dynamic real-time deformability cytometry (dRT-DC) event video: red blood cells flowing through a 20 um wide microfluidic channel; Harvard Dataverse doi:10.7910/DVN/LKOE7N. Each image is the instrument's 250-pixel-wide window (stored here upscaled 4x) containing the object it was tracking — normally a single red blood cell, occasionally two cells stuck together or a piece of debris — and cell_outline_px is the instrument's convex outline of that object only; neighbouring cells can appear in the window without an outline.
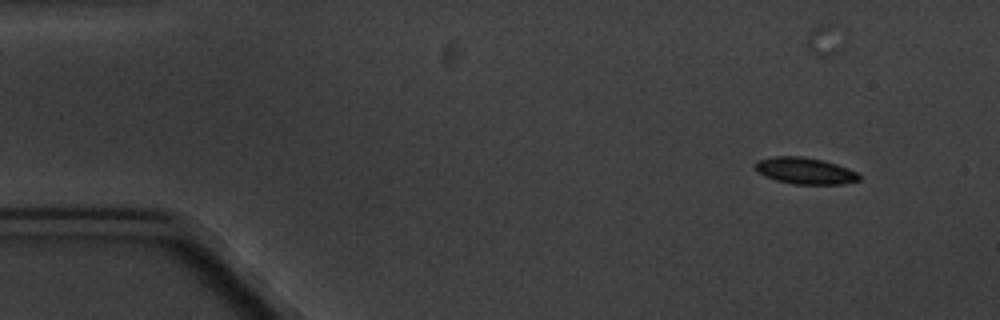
{"species": "common noctule bat (a hibernating species)", "species_latin": "Nyctalus noctula", "temperature_condition": "cold", "stored_images_in_passage": 8, "camera_frame_rate_fps": 3000, "um_per_image_px": 0.085, "animal": {"sex": "male", "body_mass_g": 20.1, "forearm_length_mm": 53.5}, "frame": {"image": 1, "passage_image": 1, "time_ms": 0.0, "image_size_px": [1000, 320], "cell_outline_px": [[860, 180], [844, 184], [792, 184], [776, 180], [760, 172], [756, 168], [756, 160], [776, 156], [804, 156], [824, 160], [836, 164], [856, 172], [860, 176]], "centroid_in_image_um": [68.46, 14.51], "position_along_channel_um": 16.5, "area_um2": 15.9}}
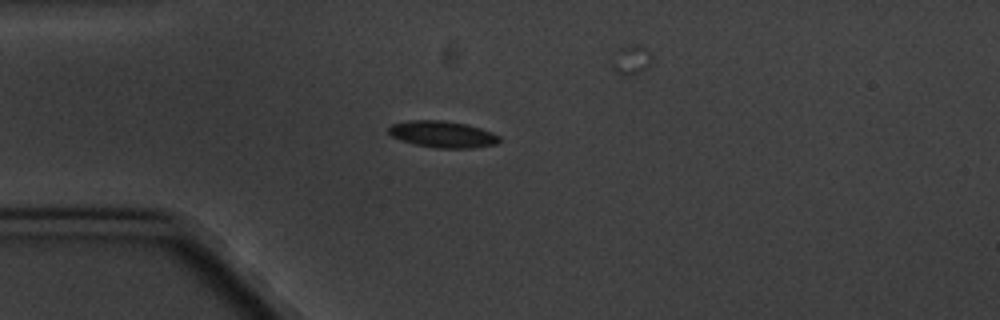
{"frame": {"image": 2, "passage_image": 4, "time_ms": 3.333, "image_size_px": [1000, 320], "cell_outline_px": [[500, 140], [496, 144], [472, 148], [436, 148], [416, 144], [400, 140], [392, 136], [388, 132], [388, 128], [392, 124], [408, 120], [444, 120], [468, 124], [492, 132], [500, 136]], "centroid_in_image_um": [37.62, 11.4], "position_along_channel_um": 47.4, "area_um2": 17.22}}